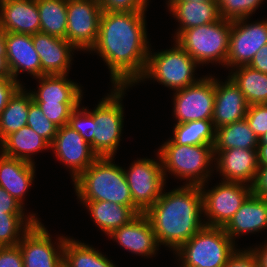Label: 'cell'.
Here are the masks:
<instances>
[{"mask_svg": "<svg viewBox=\"0 0 267 267\" xmlns=\"http://www.w3.org/2000/svg\"><path fill=\"white\" fill-rule=\"evenodd\" d=\"M114 157H98L74 182L77 199L80 201H108L134 206L124 170L115 164Z\"/></svg>", "mask_w": 267, "mask_h": 267, "instance_id": "cell-3", "label": "cell"}, {"mask_svg": "<svg viewBox=\"0 0 267 267\" xmlns=\"http://www.w3.org/2000/svg\"><path fill=\"white\" fill-rule=\"evenodd\" d=\"M67 237H58L55 243L42 222L37 221L18 243L24 267H61ZM56 244V245H55Z\"/></svg>", "mask_w": 267, "mask_h": 267, "instance_id": "cell-13", "label": "cell"}, {"mask_svg": "<svg viewBox=\"0 0 267 267\" xmlns=\"http://www.w3.org/2000/svg\"><path fill=\"white\" fill-rule=\"evenodd\" d=\"M252 252L254 253L258 267H267V241L264 245H260L259 247L251 248Z\"/></svg>", "mask_w": 267, "mask_h": 267, "instance_id": "cell-47", "label": "cell"}, {"mask_svg": "<svg viewBox=\"0 0 267 267\" xmlns=\"http://www.w3.org/2000/svg\"><path fill=\"white\" fill-rule=\"evenodd\" d=\"M228 75L244 94L249 105L267 101V74L242 65L230 69Z\"/></svg>", "mask_w": 267, "mask_h": 267, "instance_id": "cell-29", "label": "cell"}, {"mask_svg": "<svg viewBox=\"0 0 267 267\" xmlns=\"http://www.w3.org/2000/svg\"><path fill=\"white\" fill-rule=\"evenodd\" d=\"M0 55H5V32L0 28Z\"/></svg>", "mask_w": 267, "mask_h": 267, "instance_id": "cell-50", "label": "cell"}, {"mask_svg": "<svg viewBox=\"0 0 267 267\" xmlns=\"http://www.w3.org/2000/svg\"><path fill=\"white\" fill-rule=\"evenodd\" d=\"M215 133L212 120H197L175 124L171 139L178 145L214 146Z\"/></svg>", "mask_w": 267, "mask_h": 267, "instance_id": "cell-33", "label": "cell"}, {"mask_svg": "<svg viewBox=\"0 0 267 267\" xmlns=\"http://www.w3.org/2000/svg\"><path fill=\"white\" fill-rule=\"evenodd\" d=\"M63 264L67 267H117L93 246L75 238H66Z\"/></svg>", "mask_w": 267, "mask_h": 267, "instance_id": "cell-31", "label": "cell"}, {"mask_svg": "<svg viewBox=\"0 0 267 267\" xmlns=\"http://www.w3.org/2000/svg\"><path fill=\"white\" fill-rule=\"evenodd\" d=\"M235 243L223 227L205 225L173 253L180 267H224L237 249Z\"/></svg>", "mask_w": 267, "mask_h": 267, "instance_id": "cell-6", "label": "cell"}, {"mask_svg": "<svg viewBox=\"0 0 267 267\" xmlns=\"http://www.w3.org/2000/svg\"><path fill=\"white\" fill-rule=\"evenodd\" d=\"M27 126L40 135L49 144H51L55 139L58 130V126L51 122L43 114V111L34 100H32L29 104Z\"/></svg>", "mask_w": 267, "mask_h": 267, "instance_id": "cell-36", "label": "cell"}, {"mask_svg": "<svg viewBox=\"0 0 267 267\" xmlns=\"http://www.w3.org/2000/svg\"><path fill=\"white\" fill-rule=\"evenodd\" d=\"M68 75H42L38 81L37 91H31L35 102H81L83 91L81 85L68 79Z\"/></svg>", "mask_w": 267, "mask_h": 267, "instance_id": "cell-25", "label": "cell"}, {"mask_svg": "<svg viewBox=\"0 0 267 267\" xmlns=\"http://www.w3.org/2000/svg\"><path fill=\"white\" fill-rule=\"evenodd\" d=\"M232 21L220 18L206 25L180 32L176 41L199 65H225L228 55Z\"/></svg>", "mask_w": 267, "mask_h": 267, "instance_id": "cell-8", "label": "cell"}, {"mask_svg": "<svg viewBox=\"0 0 267 267\" xmlns=\"http://www.w3.org/2000/svg\"><path fill=\"white\" fill-rule=\"evenodd\" d=\"M46 149H50V144L29 126L11 133L0 143V152L3 155L33 164V155Z\"/></svg>", "mask_w": 267, "mask_h": 267, "instance_id": "cell-26", "label": "cell"}, {"mask_svg": "<svg viewBox=\"0 0 267 267\" xmlns=\"http://www.w3.org/2000/svg\"><path fill=\"white\" fill-rule=\"evenodd\" d=\"M79 105L69 117L68 126L76 130L89 144L92 142V111Z\"/></svg>", "mask_w": 267, "mask_h": 267, "instance_id": "cell-38", "label": "cell"}, {"mask_svg": "<svg viewBox=\"0 0 267 267\" xmlns=\"http://www.w3.org/2000/svg\"><path fill=\"white\" fill-rule=\"evenodd\" d=\"M24 207L0 186V213L25 214Z\"/></svg>", "mask_w": 267, "mask_h": 267, "instance_id": "cell-44", "label": "cell"}, {"mask_svg": "<svg viewBox=\"0 0 267 267\" xmlns=\"http://www.w3.org/2000/svg\"><path fill=\"white\" fill-rule=\"evenodd\" d=\"M35 164L0 152V186L24 206V197L35 179Z\"/></svg>", "mask_w": 267, "mask_h": 267, "instance_id": "cell-23", "label": "cell"}, {"mask_svg": "<svg viewBox=\"0 0 267 267\" xmlns=\"http://www.w3.org/2000/svg\"><path fill=\"white\" fill-rule=\"evenodd\" d=\"M205 187L206 183L200 185L206 217L203 221L210 227H224L252 193L251 186L241 182L221 181L211 189Z\"/></svg>", "mask_w": 267, "mask_h": 267, "instance_id": "cell-9", "label": "cell"}, {"mask_svg": "<svg viewBox=\"0 0 267 267\" xmlns=\"http://www.w3.org/2000/svg\"><path fill=\"white\" fill-rule=\"evenodd\" d=\"M109 238L116 241L122 248L132 254L145 257H155L159 244L153 227L144 213L138 214L129 223L113 231Z\"/></svg>", "mask_w": 267, "mask_h": 267, "instance_id": "cell-17", "label": "cell"}, {"mask_svg": "<svg viewBox=\"0 0 267 267\" xmlns=\"http://www.w3.org/2000/svg\"><path fill=\"white\" fill-rule=\"evenodd\" d=\"M259 138L251 130L246 119L220 126L216 129L214 150L231 148L257 149Z\"/></svg>", "mask_w": 267, "mask_h": 267, "instance_id": "cell-30", "label": "cell"}, {"mask_svg": "<svg viewBox=\"0 0 267 267\" xmlns=\"http://www.w3.org/2000/svg\"><path fill=\"white\" fill-rule=\"evenodd\" d=\"M214 155V169L222 176L221 181L253 184L259 166L257 149L214 150Z\"/></svg>", "mask_w": 267, "mask_h": 267, "instance_id": "cell-16", "label": "cell"}, {"mask_svg": "<svg viewBox=\"0 0 267 267\" xmlns=\"http://www.w3.org/2000/svg\"><path fill=\"white\" fill-rule=\"evenodd\" d=\"M224 267H258V263L250 248L236 249Z\"/></svg>", "mask_w": 267, "mask_h": 267, "instance_id": "cell-42", "label": "cell"}, {"mask_svg": "<svg viewBox=\"0 0 267 267\" xmlns=\"http://www.w3.org/2000/svg\"><path fill=\"white\" fill-rule=\"evenodd\" d=\"M146 12H102L99 34L90 53H96L108 66L112 86L130 88L143 75L149 39Z\"/></svg>", "mask_w": 267, "mask_h": 267, "instance_id": "cell-1", "label": "cell"}, {"mask_svg": "<svg viewBox=\"0 0 267 267\" xmlns=\"http://www.w3.org/2000/svg\"><path fill=\"white\" fill-rule=\"evenodd\" d=\"M264 0H216L220 17L234 21L249 18Z\"/></svg>", "mask_w": 267, "mask_h": 267, "instance_id": "cell-35", "label": "cell"}, {"mask_svg": "<svg viewBox=\"0 0 267 267\" xmlns=\"http://www.w3.org/2000/svg\"><path fill=\"white\" fill-rule=\"evenodd\" d=\"M22 86V83L15 81L12 77L0 78V114L8 104L9 99Z\"/></svg>", "mask_w": 267, "mask_h": 267, "instance_id": "cell-43", "label": "cell"}, {"mask_svg": "<svg viewBox=\"0 0 267 267\" xmlns=\"http://www.w3.org/2000/svg\"><path fill=\"white\" fill-rule=\"evenodd\" d=\"M80 203L88 209L96 226L107 236L138 215L129 206L108 201H80Z\"/></svg>", "mask_w": 267, "mask_h": 267, "instance_id": "cell-27", "label": "cell"}, {"mask_svg": "<svg viewBox=\"0 0 267 267\" xmlns=\"http://www.w3.org/2000/svg\"><path fill=\"white\" fill-rule=\"evenodd\" d=\"M0 267H24L19 245L0 247Z\"/></svg>", "mask_w": 267, "mask_h": 267, "instance_id": "cell-41", "label": "cell"}, {"mask_svg": "<svg viewBox=\"0 0 267 267\" xmlns=\"http://www.w3.org/2000/svg\"><path fill=\"white\" fill-rule=\"evenodd\" d=\"M167 1H197V2H206V1H216V0H167Z\"/></svg>", "mask_w": 267, "mask_h": 267, "instance_id": "cell-52", "label": "cell"}, {"mask_svg": "<svg viewBox=\"0 0 267 267\" xmlns=\"http://www.w3.org/2000/svg\"><path fill=\"white\" fill-rule=\"evenodd\" d=\"M50 149L70 169L73 182L98 158L90 144L68 125L58 127Z\"/></svg>", "mask_w": 267, "mask_h": 267, "instance_id": "cell-15", "label": "cell"}, {"mask_svg": "<svg viewBox=\"0 0 267 267\" xmlns=\"http://www.w3.org/2000/svg\"><path fill=\"white\" fill-rule=\"evenodd\" d=\"M223 229L234 242L243 234L267 229V199L251 193Z\"/></svg>", "mask_w": 267, "mask_h": 267, "instance_id": "cell-22", "label": "cell"}, {"mask_svg": "<svg viewBox=\"0 0 267 267\" xmlns=\"http://www.w3.org/2000/svg\"><path fill=\"white\" fill-rule=\"evenodd\" d=\"M21 86L9 99L0 114V143L11 133L27 126L29 104L33 100L29 91Z\"/></svg>", "mask_w": 267, "mask_h": 267, "instance_id": "cell-28", "label": "cell"}, {"mask_svg": "<svg viewBox=\"0 0 267 267\" xmlns=\"http://www.w3.org/2000/svg\"><path fill=\"white\" fill-rule=\"evenodd\" d=\"M141 158L135 160L129 169H123L131 191L134 206L145 213L161 196L165 189L161 159Z\"/></svg>", "mask_w": 267, "mask_h": 267, "instance_id": "cell-10", "label": "cell"}, {"mask_svg": "<svg viewBox=\"0 0 267 267\" xmlns=\"http://www.w3.org/2000/svg\"><path fill=\"white\" fill-rule=\"evenodd\" d=\"M129 86H112L110 93L92 110V142L98 157H115L120 145L124 122L122 98Z\"/></svg>", "mask_w": 267, "mask_h": 267, "instance_id": "cell-5", "label": "cell"}, {"mask_svg": "<svg viewBox=\"0 0 267 267\" xmlns=\"http://www.w3.org/2000/svg\"><path fill=\"white\" fill-rule=\"evenodd\" d=\"M0 213V247L18 245L23 235L40 218L36 214Z\"/></svg>", "mask_w": 267, "mask_h": 267, "instance_id": "cell-34", "label": "cell"}, {"mask_svg": "<svg viewBox=\"0 0 267 267\" xmlns=\"http://www.w3.org/2000/svg\"><path fill=\"white\" fill-rule=\"evenodd\" d=\"M251 68L267 74V44L263 45L248 64Z\"/></svg>", "mask_w": 267, "mask_h": 267, "instance_id": "cell-46", "label": "cell"}, {"mask_svg": "<svg viewBox=\"0 0 267 267\" xmlns=\"http://www.w3.org/2000/svg\"><path fill=\"white\" fill-rule=\"evenodd\" d=\"M157 153L161 159L165 180L169 173L184 181L186 179L183 182L185 185L200 186L208 183L211 173H214L213 145H178L169 138Z\"/></svg>", "mask_w": 267, "mask_h": 267, "instance_id": "cell-4", "label": "cell"}, {"mask_svg": "<svg viewBox=\"0 0 267 267\" xmlns=\"http://www.w3.org/2000/svg\"><path fill=\"white\" fill-rule=\"evenodd\" d=\"M32 42L39 54L41 76L68 75L72 54L77 50L70 42L41 32L32 35Z\"/></svg>", "mask_w": 267, "mask_h": 267, "instance_id": "cell-18", "label": "cell"}, {"mask_svg": "<svg viewBox=\"0 0 267 267\" xmlns=\"http://www.w3.org/2000/svg\"><path fill=\"white\" fill-rule=\"evenodd\" d=\"M5 56L10 75L15 81L20 83L17 77L21 72H27L33 78L41 76V62L32 35L5 32Z\"/></svg>", "mask_w": 267, "mask_h": 267, "instance_id": "cell-19", "label": "cell"}, {"mask_svg": "<svg viewBox=\"0 0 267 267\" xmlns=\"http://www.w3.org/2000/svg\"><path fill=\"white\" fill-rule=\"evenodd\" d=\"M40 32L66 39L67 0H36Z\"/></svg>", "mask_w": 267, "mask_h": 267, "instance_id": "cell-32", "label": "cell"}, {"mask_svg": "<svg viewBox=\"0 0 267 267\" xmlns=\"http://www.w3.org/2000/svg\"><path fill=\"white\" fill-rule=\"evenodd\" d=\"M258 145H267V132L259 138V144Z\"/></svg>", "mask_w": 267, "mask_h": 267, "instance_id": "cell-51", "label": "cell"}, {"mask_svg": "<svg viewBox=\"0 0 267 267\" xmlns=\"http://www.w3.org/2000/svg\"><path fill=\"white\" fill-rule=\"evenodd\" d=\"M198 66L199 64L175 41L171 49L154 53L150 49L145 71L134 86L150 79L172 91L184 89L202 78H195Z\"/></svg>", "mask_w": 267, "mask_h": 267, "instance_id": "cell-7", "label": "cell"}, {"mask_svg": "<svg viewBox=\"0 0 267 267\" xmlns=\"http://www.w3.org/2000/svg\"><path fill=\"white\" fill-rule=\"evenodd\" d=\"M102 12H146L149 0H97Z\"/></svg>", "mask_w": 267, "mask_h": 267, "instance_id": "cell-39", "label": "cell"}, {"mask_svg": "<svg viewBox=\"0 0 267 267\" xmlns=\"http://www.w3.org/2000/svg\"><path fill=\"white\" fill-rule=\"evenodd\" d=\"M176 124L212 120L215 103V76H203L197 83L173 94Z\"/></svg>", "mask_w": 267, "mask_h": 267, "instance_id": "cell-11", "label": "cell"}, {"mask_svg": "<svg viewBox=\"0 0 267 267\" xmlns=\"http://www.w3.org/2000/svg\"><path fill=\"white\" fill-rule=\"evenodd\" d=\"M36 103L43 114L58 127L67 125L71 112L81 105V102Z\"/></svg>", "mask_w": 267, "mask_h": 267, "instance_id": "cell-37", "label": "cell"}, {"mask_svg": "<svg viewBox=\"0 0 267 267\" xmlns=\"http://www.w3.org/2000/svg\"><path fill=\"white\" fill-rule=\"evenodd\" d=\"M0 28L30 35L40 32L36 0H0Z\"/></svg>", "mask_w": 267, "mask_h": 267, "instance_id": "cell-21", "label": "cell"}, {"mask_svg": "<svg viewBox=\"0 0 267 267\" xmlns=\"http://www.w3.org/2000/svg\"><path fill=\"white\" fill-rule=\"evenodd\" d=\"M252 194L267 199V165H259L251 185Z\"/></svg>", "mask_w": 267, "mask_h": 267, "instance_id": "cell-45", "label": "cell"}, {"mask_svg": "<svg viewBox=\"0 0 267 267\" xmlns=\"http://www.w3.org/2000/svg\"><path fill=\"white\" fill-rule=\"evenodd\" d=\"M166 4L170 13L179 22L174 37L188 28L213 23L221 18L216 1H167Z\"/></svg>", "mask_w": 267, "mask_h": 267, "instance_id": "cell-24", "label": "cell"}, {"mask_svg": "<svg viewBox=\"0 0 267 267\" xmlns=\"http://www.w3.org/2000/svg\"><path fill=\"white\" fill-rule=\"evenodd\" d=\"M257 155H258V164L267 165V145H258Z\"/></svg>", "mask_w": 267, "mask_h": 267, "instance_id": "cell-48", "label": "cell"}, {"mask_svg": "<svg viewBox=\"0 0 267 267\" xmlns=\"http://www.w3.org/2000/svg\"><path fill=\"white\" fill-rule=\"evenodd\" d=\"M249 104L238 86L228 76L225 82L215 78L213 125L217 129L245 119Z\"/></svg>", "mask_w": 267, "mask_h": 267, "instance_id": "cell-20", "label": "cell"}, {"mask_svg": "<svg viewBox=\"0 0 267 267\" xmlns=\"http://www.w3.org/2000/svg\"><path fill=\"white\" fill-rule=\"evenodd\" d=\"M102 10L97 0H67L66 40L77 51H90L96 44Z\"/></svg>", "mask_w": 267, "mask_h": 267, "instance_id": "cell-12", "label": "cell"}, {"mask_svg": "<svg viewBox=\"0 0 267 267\" xmlns=\"http://www.w3.org/2000/svg\"><path fill=\"white\" fill-rule=\"evenodd\" d=\"M248 18L232 21L226 68L248 65L267 44V19L248 23Z\"/></svg>", "mask_w": 267, "mask_h": 267, "instance_id": "cell-14", "label": "cell"}, {"mask_svg": "<svg viewBox=\"0 0 267 267\" xmlns=\"http://www.w3.org/2000/svg\"><path fill=\"white\" fill-rule=\"evenodd\" d=\"M245 119L258 138L267 132V106L265 104L249 105Z\"/></svg>", "mask_w": 267, "mask_h": 267, "instance_id": "cell-40", "label": "cell"}, {"mask_svg": "<svg viewBox=\"0 0 267 267\" xmlns=\"http://www.w3.org/2000/svg\"><path fill=\"white\" fill-rule=\"evenodd\" d=\"M4 77H11L7 62H6V56L0 55V78Z\"/></svg>", "mask_w": 267, "mask_h": 267, "instance_id": "cell-49", "label": "cell"}, {"mask_svg": "<svg viewBox=\"0 0 267 267\" xmlns=\"http://www.w3.org/2000/svg\"><path fill=\"white\" fill-rule=\"evenodd\" d=\"M144 214L153 227L159 246L164 245L175 252L205 226L201 218L203 197L200 186L184 184L168 192L163 189L159 199Z\"/></svg>", "mask_w": 267, "mask_h": 267, "instance_id": "cell-2", "label": "cell"}]
</instances>
